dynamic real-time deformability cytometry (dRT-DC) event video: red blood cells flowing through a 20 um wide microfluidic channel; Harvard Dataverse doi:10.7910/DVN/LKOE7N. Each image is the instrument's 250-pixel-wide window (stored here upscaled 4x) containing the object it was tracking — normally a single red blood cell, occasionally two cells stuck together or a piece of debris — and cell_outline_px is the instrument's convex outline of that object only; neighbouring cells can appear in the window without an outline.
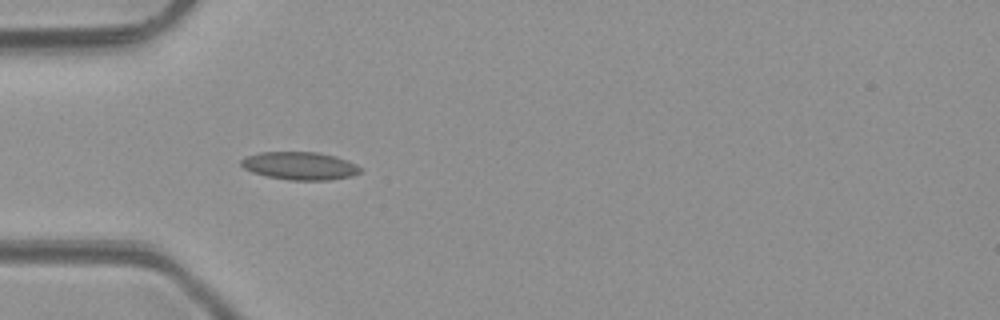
{"species": "common noctule bat (a hibernating species)", "species_latin": "Nyctalus noctula", "temperature_condition": "room temperature", "stored_images_in_passage": 2, "camera_frame_rate_fps": 3000, "um_per_image_px": 0.085, "animal": {"sex": "male", "body_mass_g": 23.1, "forearm_length_mm": 52.7}, "frame": {"image": 1, "passage_image": 1, "time_ms": 0.0, "image_size_px": [1000, 320], "cell_outline_px": [[360, 172], [352, 176], [328, 180], [288, 180], [268, 176], [252, 172], [244, 168], [240, 164], [240, 160], [248, 156], [260, 152], [316, 152], [336, 156], [348, 160], [356, 164], [360, 168]], "centroid_in_image_um": [25.49, 14.09], "position_along_channel_um": 59.5, "area_um2": 19.31}}
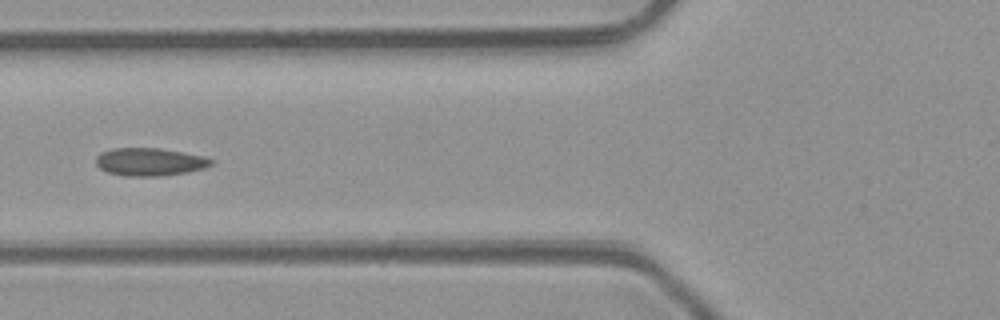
{"frame": {"image": 2, "passage_image": 2, "time_ms": 1.333, "image_size_px": [1000, 320], "cell_outline_px": [[216, 160], [212, 164], [204, 168], [188, 172], [160, 176], [124, 176], [108, 172], [100, 168], [96, 164], [96, 156], [100, 152], [112, 148], [160, 148], [184, 152], [204, 156]], "centroid_in_image_um": [12.74, 13.75], "position_along_channel_um": 113.1, "area_um2": 18.9}}